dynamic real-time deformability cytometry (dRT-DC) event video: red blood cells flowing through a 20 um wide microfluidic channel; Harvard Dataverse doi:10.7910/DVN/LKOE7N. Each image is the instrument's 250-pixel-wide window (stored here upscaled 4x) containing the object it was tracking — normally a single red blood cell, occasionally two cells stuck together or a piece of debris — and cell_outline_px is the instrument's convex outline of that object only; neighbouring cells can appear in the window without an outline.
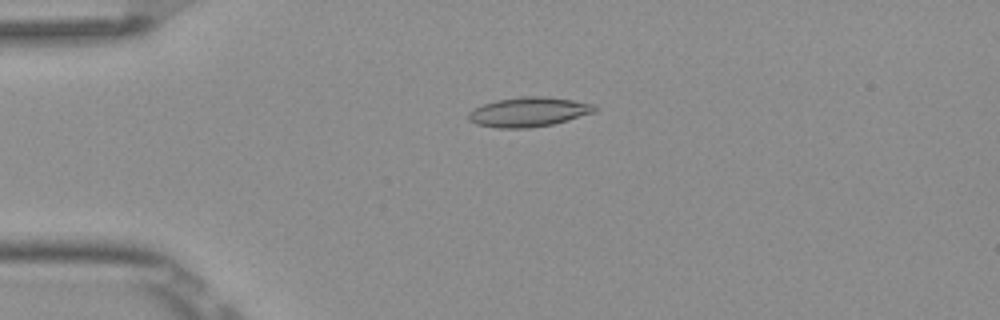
{"species": "Egyptian fruit bat (a non-hibernating species)", "species_latin": "Rousettus aegyptiacus", "temperature_condition": "room temperature", "stored_images_in_passage": 53, "camera_frame_rate_fps": 3000, "um_per_image_px": 0.085, "frame": {"image": 1, "passage_image": 13, "time_ms": 4.0, "image_size_px": [1000, 320], "cell_outline_px": [[596, 108], [592, 112], [568, 120], [552, 124], [528, 128], [496, 128], [476, 124], [468, 120], [468, 112], [472, 108], [496, 100], [524, 96], [544, 96], [572, 100], [596, 104]], "centroid_in_image_um": [44.88, 9.51], "position_along_channel_um": 40.1, "area_um2": 21.68}}
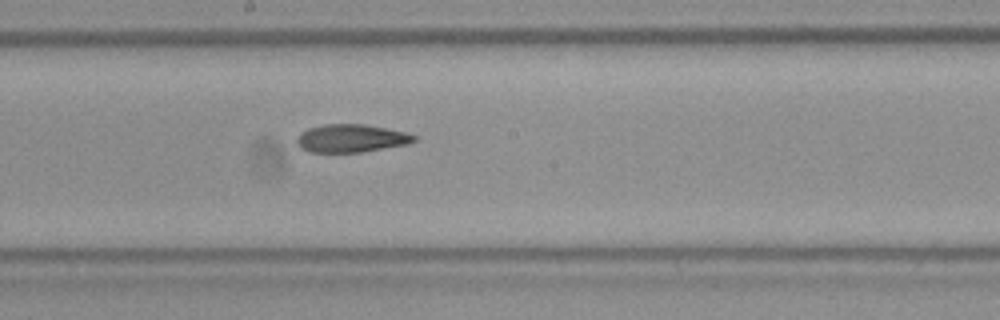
{"frame": {"image": 2, "passage_image": 29, "time_ms": 9.333, "image_size_px": [1000, 320], "cell_outline_px": [[416, 140], [408, 144], [360, 152], [308, 152], [300, 148], [296, 144], [296, 136], [300, 132], [308, 128], [324, 124], [364, 124], [408, 132], [416, 136]], "centroid_in_image_um": [29.81, 11.75], "position_along_channel_um": 218.4, "area_um2": 19.31}}
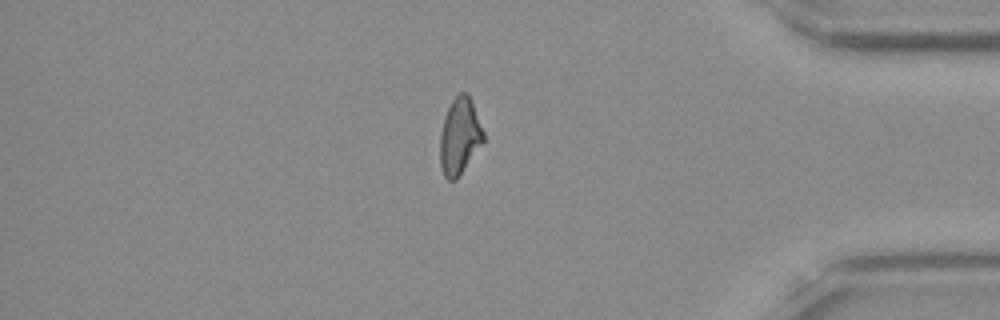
{"frame": {"image": 3, "passage_image": 45, "time_ms": 14.667, "image_size_px": [1000, 320], "cell_outline_px": [[484, 140], [456, 180], [448, 180], [444, 176], [440, 164], [440, 136], [444, 120], [448, 108], [452, 100], [460, 92], [468, 92], [472, 100], [484, 132]], "centroid_in_image_um": [39.07, 11.56], "position_along_channel_um": 396.1, "area_um2": 19.13}, "authors_computed_cell_mechanics": {"area_um2": 19.7098, "velocity_mm_per_s": 3.8875, "shape_relaxation_time_tau1_ms": null, "shape_relaxation_time_tau2_ms": 2.5881, "deformation_change_tau1": null, "deformation_change_tau2": 0.1061}}